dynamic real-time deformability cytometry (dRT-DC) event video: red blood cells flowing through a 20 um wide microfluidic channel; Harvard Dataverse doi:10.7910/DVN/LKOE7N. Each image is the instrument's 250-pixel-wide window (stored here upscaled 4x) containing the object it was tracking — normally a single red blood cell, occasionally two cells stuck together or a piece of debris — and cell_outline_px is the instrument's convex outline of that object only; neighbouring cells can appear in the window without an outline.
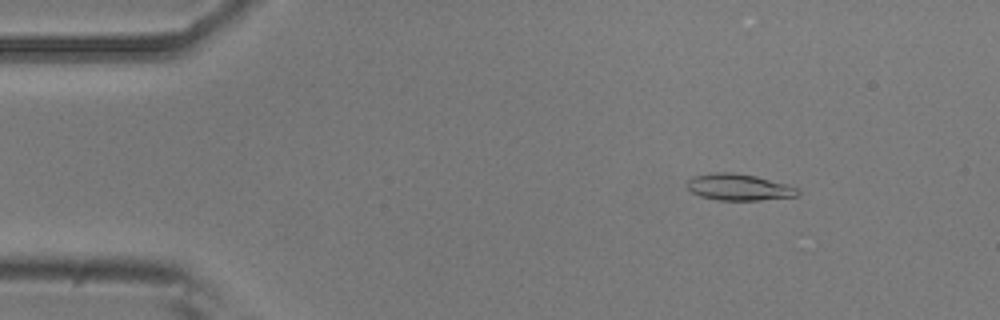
{"species": "common noctule bat (a hibernating species)", "species_latin": "Nyctalus noctula", "temperature_condition": "room temperature", "stored_images_in_passage": 5, "camera_frame_rate_fps": 3000, "um_per_image_px": 0.085, "animal": {"sex": "male", "body_mass_g": 20.5, "forearm_length_mm": 52.5}, "frame": {"image": 1, "passage_image": 2, "time_ms": 0.333, "image_size_px": [1000, 320], "cell_outline_px": [[800, 196], [760, 200], [716, 200], [700, 196], [692, 192], [688, 188], [688, 180], [692, 176], [716, 172], [732, 172], [756, 176], [788, 184], [796, 188], [800, 192]], "centroid_in_image_um": [62.82, 15.91], "position_along_channel_um": 22.2, "area_um2": 17.17}}
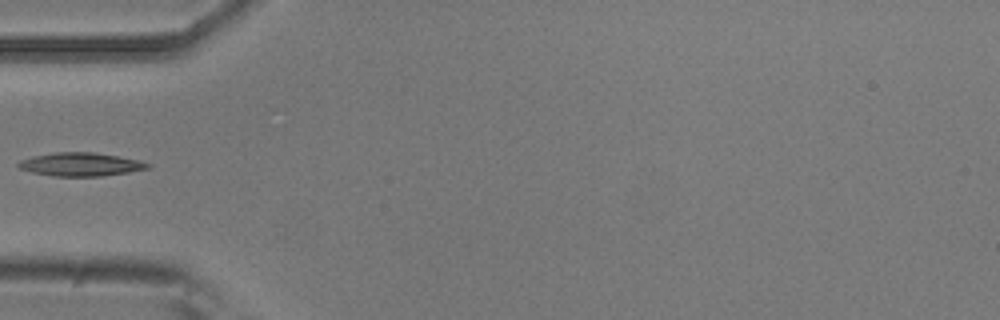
{"frame": {"image": 2, "passage_image": 5, "time_ms": 1.333, "image_size_px": [1000, 320], "cell_outline_px": [[152, 168], [128, 172], [100, 176], [52, 176], [32, 172], [20, 168], [16, 164], [20, 160], [32, 156], [56, 152], [92, 152], [140, 160], [152, 164]], "centroid_in_image_um": [6.87, 13.97], "position_along_channel_um": 78.1, "area_um2": 17.63}}